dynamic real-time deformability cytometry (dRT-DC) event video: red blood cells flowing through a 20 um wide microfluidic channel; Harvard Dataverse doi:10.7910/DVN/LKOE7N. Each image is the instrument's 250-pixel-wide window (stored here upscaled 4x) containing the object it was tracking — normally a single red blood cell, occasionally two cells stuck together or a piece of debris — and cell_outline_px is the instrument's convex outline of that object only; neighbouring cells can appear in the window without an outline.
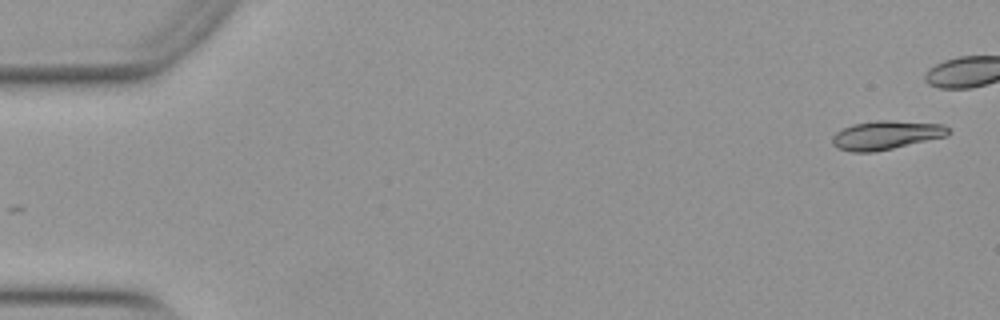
{"species": "Egyptian fruit bat (a non-hibernating species)", "species_latin": "Rousettus aegyptiacus", "temperature_condition": "warm", "stored_images_in_passage": 42, "camera_frame_rate_fps": 3000, "um_per_image_px": 0.085, "animal": {"sex": "female"}, "frame": {"image": 1, "passage_image": 2, "time_ms": 0.333, "image_size_px": [1000, 320], "cell_outline_px": [[948, 136], [876, 152], [852, 152], [836, 148], [832, 144], [832, 136], [836, 132], [852, 124], [876, 120], [888, 120], [944, 124], [948, 128]], "centroid_in_image_um": [75.29, 11.49], "position_along_channel_um": 9.7, "area_um2": 19.59}}
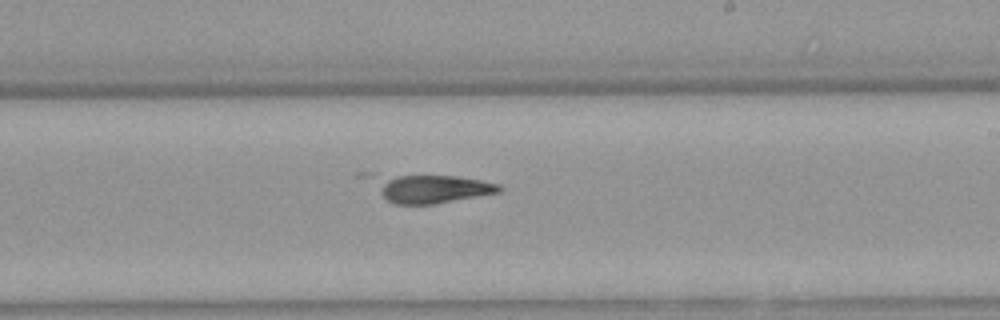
{"frame": {"image": 2, "passage_image": 31, "time_ms": 10.0, "image_size_px": [1000, 320], "cell_outline_px": [[504, 188], [500, 192], [436, 204], [396, 204], [388, 200], [380, 192], [384, 184], [388, 180], [396, 176], [456, 176], [480, 180], [500, 184]], "centroid_in_image_um": [37.01, 16.09], "position_along_channel_um": 252.0, "area_um2": 19.19}}
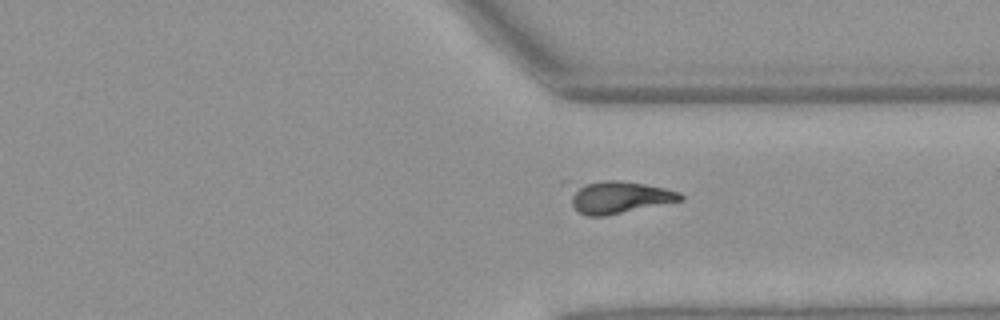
{"frame": {"image": 3, "passage_image": 39, "time_ms": 12.667, "image_size_px": [1000, 320], "cell_outline_px": [[684, 200], [604, 216], [588, 216], [576, 212], [560, 180], [616, 180], [644, 184], [664, 188], [680, 192], [684, 196]], "centroid_in_image_um": [52.33, 16.69], "position_along_channel_um": 359.1, "area_um2": 22.31}}